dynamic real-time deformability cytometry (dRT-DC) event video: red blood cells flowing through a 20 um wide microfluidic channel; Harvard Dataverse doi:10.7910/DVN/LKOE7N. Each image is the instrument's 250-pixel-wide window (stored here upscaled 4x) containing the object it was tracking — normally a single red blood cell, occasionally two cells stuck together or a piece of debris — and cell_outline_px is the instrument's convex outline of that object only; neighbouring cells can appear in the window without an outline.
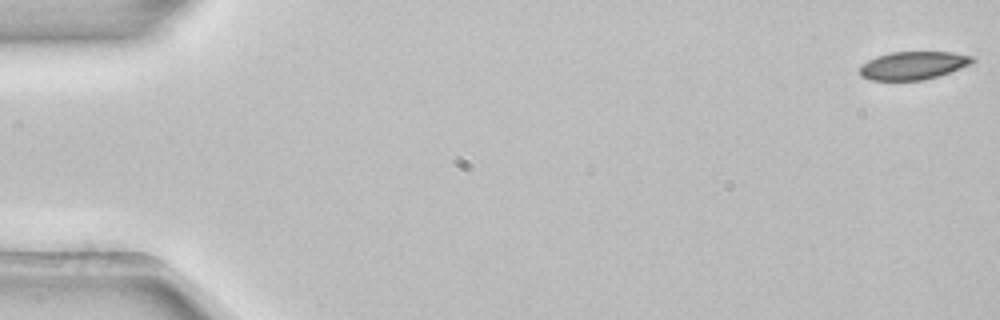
{"species": "common noctule bat (a hibernating species)", "species_latin": "Nyctalus noctula", "temperature_condition": "room temperature", "stored_images_in_passage": 54, "camera_frame_rate_fps": 3000, "um_per_image_px": 0.085, "animal": {"sex": "female", "body_mass_g": 22.7, "forearm_length_mm": 54.2}, "frame": {"image": 1, "passage_image": 1, "time_ms": 0.0, "image_size_px": [1000, 320], "cell_outline_px": [[976, 60], [972, 64], [924, 80], [868, 80], [860, 76], [860, 68], [868, 60], [876, 56], [892, 52], [952, 52], [976, 56]], "centroid_in_image_um": [77.65, 5.56], "position_along_channel_um": 7.4, "area_um2": 18.44}}
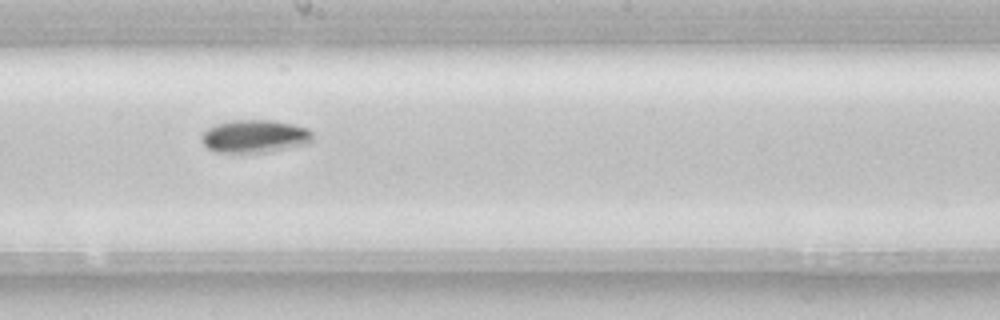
{"frame": {"image": 2, "passage_image": 30, "time_ms": 9.667, "image_size_px": [1000, 320], "cell_outline_px": [[312, 140], [308, 144], [260, 152], [216, 152], [208, 148], [200, 140], [200, 136], [208, 128], [216, 124], [232, 120], [272, 120], [296, 124], [308, 128], [312, 132]], "centroid_in_image_um": [21.65, 11.56], "position_along_channel_um": 226.5, "area_um2": 21.21}}
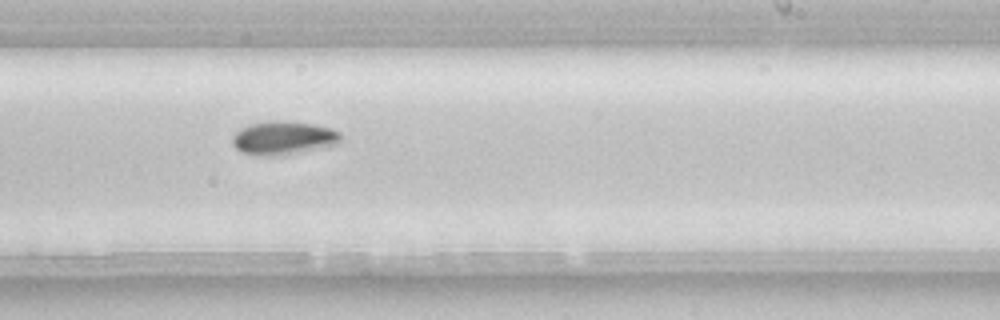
{"frame": {"image": 3, "passage_image": 33, "time_ms": 10.667, "image_size_px": [1000, 320], "cell_outline_px": [[340, 140], [336, 144], [284, 156], [256, 156], [240, 152], [232, 144], [232, 136], [240, 128], [248, 124], [268, 120], [276, 120], [312, 124], [332, 128], [340, 132]], "centroid_in_image_um": [24.03, 11.73], "position_along_channel_um": 265.0, "area_um2": 21.44}, "authors_computed_cell_mechanics": {"area_um2": 19.7387, "velocity_mm_per_s": 3.8575, "shape_relaxation_time_tau1_ms": 2.7668, "shape_relaxation_time_tau2_ms": null, "deformation_change_tau1": 0.0912, "deformation_change_tau2": null}}